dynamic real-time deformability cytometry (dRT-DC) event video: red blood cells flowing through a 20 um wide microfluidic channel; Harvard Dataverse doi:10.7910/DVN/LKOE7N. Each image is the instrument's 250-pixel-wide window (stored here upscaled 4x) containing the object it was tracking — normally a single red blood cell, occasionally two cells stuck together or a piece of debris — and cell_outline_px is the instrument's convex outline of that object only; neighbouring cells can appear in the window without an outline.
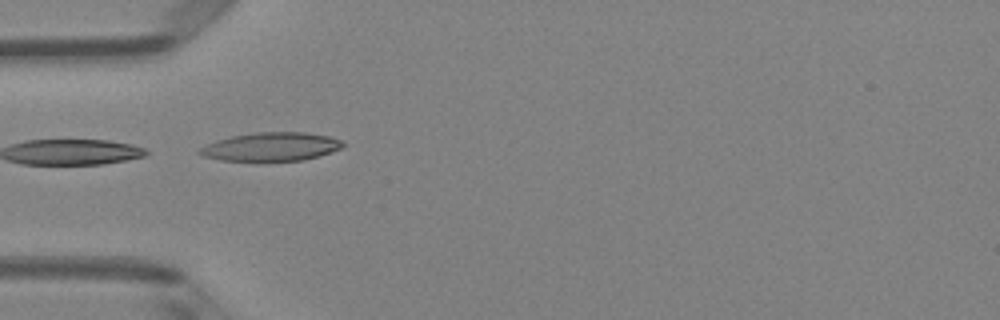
{"species": "Egyptian fruit bat (a non-hibernating species)", "species_latin": "Rousettus aegyptiacus", "temperature_condition": "room temperature", "stored_images_in_passage": 5, "camera_frame_rate_fps": 3000, "um_per_image_px": 0.085, "animal": {"sex": "female"}, "frame": {"image": 1, "passage_image": 1, "time_ms": 0.0, "image_size_px": [1000, 320], "cell_outline_px": [[344, 144], [340, 148], [316, 156], [300, 160], [220, 160], [204, 156], [196, 152], [200, 148], [216, 140], [232, 136], [256, 132], [304, 132], [328, 136], [344, 140]], "centroid_in_image_um": [23.02, 12.45], "position_along_channel_um": 62.0, "area_um2": 23.35}}